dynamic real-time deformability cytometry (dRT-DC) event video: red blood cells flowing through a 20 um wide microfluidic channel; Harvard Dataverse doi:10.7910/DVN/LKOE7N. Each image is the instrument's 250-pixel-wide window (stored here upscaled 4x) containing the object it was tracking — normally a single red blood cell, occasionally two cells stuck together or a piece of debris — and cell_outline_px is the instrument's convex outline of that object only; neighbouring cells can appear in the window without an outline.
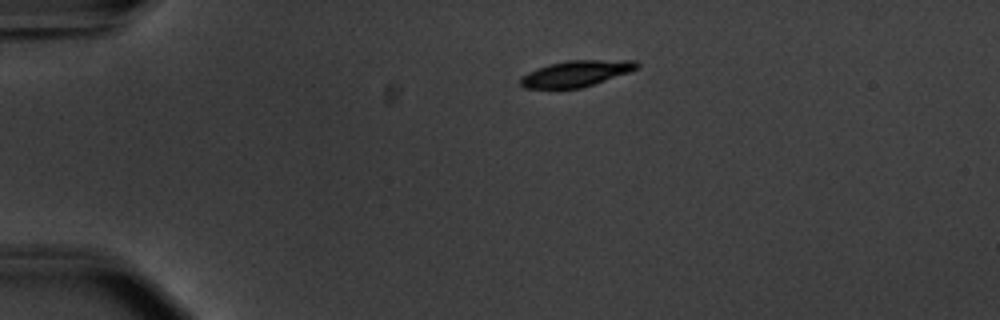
{"species": "common noctule bat (a hibernating species)", "species_latin": "Nyctalus noctula", "temperature_condition": "warm", "stored_images_in_passage": 47, "camera_frame_rate_fps": 3000, "um_per_image_px": 0.085, "animal": {"sex": "male", "body_mass_g": 20.1, "forearm_length_mm": 53.5}, "frame": {"image": 1, "passage_image": 4, "time_ms": 1.0, "image_size_px": [1000, 320], "cell_outline_px": [[640, 68], [580, 88], [524, 88], [520, 84], [520, 76], [528, 72], [548, 64], [568, 60], [636, 60], [640, 64]], "centroid_in_image_um": [48.96, 6.24], "position_along_channel_um": 36.0, "area_um2": 17.57}}
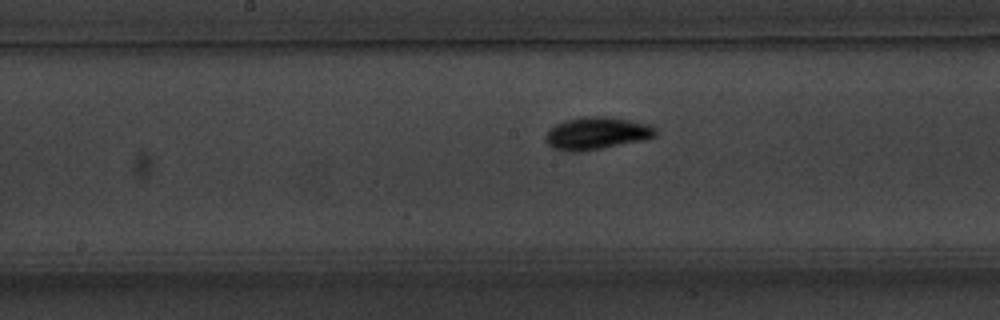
{"frame": {"image": 2, "passage_image": 21, "time_ms": 6.667, "image_size_px": [1000, 320], "cell_outline_px": [[656, 136], [644, 140], [580, 152], [572, 152], [552, 148], [544, 140], [544, 136], [548, 128], [556, 124], [568, 120], [584, 116], [604, 116], [628, 120], [648, 124], [656, 128]], "centroid_in_image_um": [50.68, 11.33], "position_along_channel_um": 197.5, "area_um2": 20.81}}
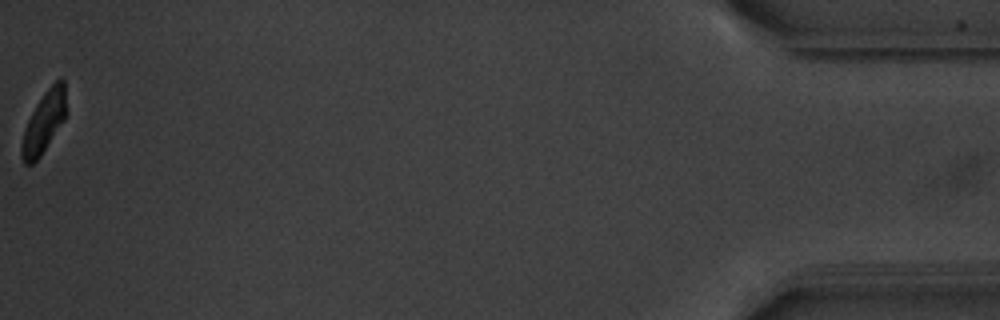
{"frame": {"image": 3, "passage_image": 47, "time_ms": 15.333, "image_size_px": [1000, 320], "cell_outline_px": [[68, 112], [64, 120], [40, 156], [32, 164], [24, 164], [20, 156], [20, 148], [24, 128], [36, 104], [44, 92], [60, 76], [64, 80]], "centroid_in_image_um": [3.75, 10.36], "position_along_channel_um": 431.5, "area_um2": 16.18}, "authors_computed_cell_mechanics": {"area_um2": 18.207, "velocity_mm_per_s": 3.7197, "shape_relaxation_time_tau1_ms": 1.8069, "shape_relaxation_time_tau2_ms": 2.0882, "deformation_change_tau1": 0.1155, "deformation_change_tau2": 0.0429}}